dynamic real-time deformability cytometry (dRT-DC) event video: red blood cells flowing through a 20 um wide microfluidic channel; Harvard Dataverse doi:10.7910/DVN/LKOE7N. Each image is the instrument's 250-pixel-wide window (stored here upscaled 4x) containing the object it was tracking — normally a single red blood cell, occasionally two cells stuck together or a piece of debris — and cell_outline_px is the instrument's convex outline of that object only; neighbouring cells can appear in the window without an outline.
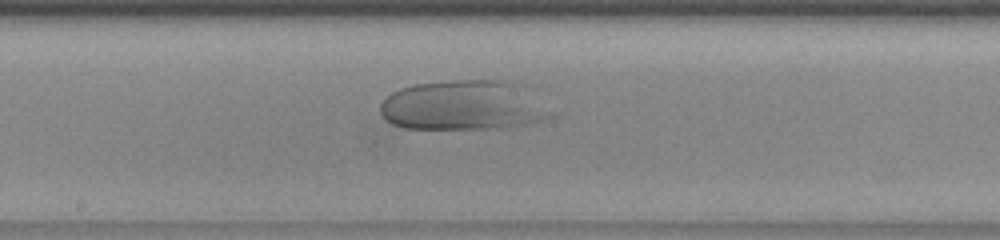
{"species": "human", "species_latin": "Homo sapiens", "temperature_condition": "warm", "stored_images_in_passage": 37, "camera_frame_rate_fps": 3000, "um_per_image_px": 0.085, "donor": {"sex": "female"}, "frame": {"image": 1, "passage_image": 16, "time_ms": 5.0, "image_size_px": [1000, 240], "cell_outline_px": [[556, 116], [528, 124], [496, 128], [404, 128], [392, 124], [380, 112], [380, 104], [392, 92], [400, 88], [412, 84], [452, 80], [500, 80], [520, 84], [556, 112]], "centroid_in_image_um": [39.44, 8.95], "position_along_channel_um": 208.8, "area_um2": 49.71}}
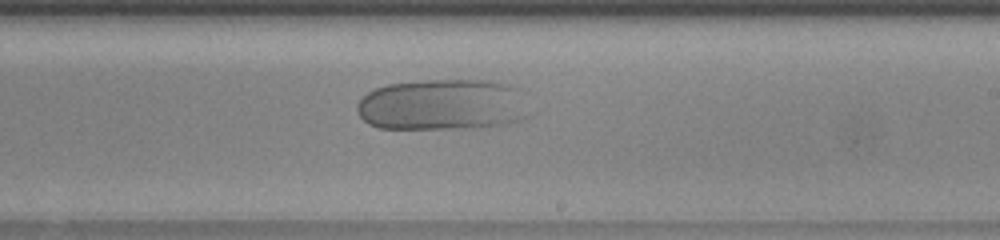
{"frame": {"image": 2, "passage_image": 19, "time_ms": 6.0, "image_size_px": [1000, 240], "cell_outline_px": [[528, 116], [504, 124], [484, 128], [380, 128], [368, 124], [356, 112], [356, 104], [368, 92], [376, 88], [388, 84], [428, 80], [492, 80], [508, 84], [520, 88]], "centroid_in_image_um": [37.61, 8.9], "position_along_channel_um": 251.4, "area_um2": 51.67}}
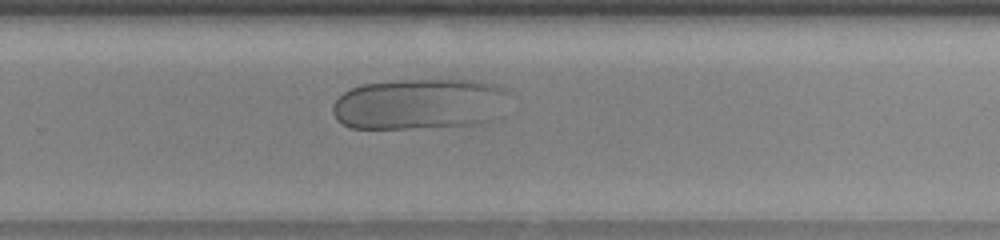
{"frame": {"image": 3, "passage_image": 22, "time_ms": 7.0, "image_size_px": [1000, 240], "cell_outline_px": [[504, 92], [492, 120], [480, 124], [408, 128], [348, 128], [336, 120], [332, 112], [332, 104], [344, 92], [352, 88], [364, 84], [404, 80], [476, 80], [492, 84], [504, 88]], "centroid_in_image_um": [35.51, 8.85], "position_along_channel_um": 294.3, "area_um2": 51.5}}